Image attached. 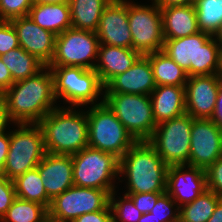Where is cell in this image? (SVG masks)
Returning a JSON list of instances; mask_svg holds the SVG:
<instances>
[{"label":"cell","instance_id":"6da1fadb","mask_svg":"<svg viewBox=\"0 0 222 222\" xmlns=\"http://www.w3.org/2000/svg\"><path fill=\"white\" fill-rule=\"evenodd\" d=\"M0 98L8 120L13 124H37L47 113L58 107L53 76L48 66L32 77L14 82Z\"/></svg>","mask_w":222,"mask_h":222},{"label":"cell","instance_id":"f546056e","mask_svg":"<svg viewBox=\"0 0 222 222\" xmlns=\"http://www.w3.org/2000/svg\"><path fill=\"white\" fill-rule=\"evenodd\" d=\"M47 214L44 205L16 197L0 222H42Z\"/></svg>","mask_w":222,"mask_h":222},{"label":"cell","instance_id":"52a82bcc","mask_svg":"<svg viewBox=\"0 0 222 222\" xmlns=\"http://www.w3.org/2000/svg\"><path fill=\"white\" fill-rule=\"evenodd\" d=\"M73 184L78 187H87L106 190L111 194L117 186L115 178L120 179V159L89 146L72 155Z\"/></svg>","mask_w":222,"mask_h":222},{"label":"cell","instance_id":"f6af8a7d","mask_svg":"<svg viewBox=\"0 0 222 222\" xmlns=\"http://www.w3.org/2000/svg\"><path fill=\"white\" fill-rule=\"evenodd\" d=\"M207 222H222V199L217 203L213 215Z\"/></svg>","mask_w":222,"mask_h":222},{"label":"cell","instance_id":"83f0119b","mask_svg":"<svg viewBox=\"0 0 222 222\" xmlns=\"http://www.w3.org/2000/svg\"><path fill=\"white\" fill-rule=\"evenodd\" d=\"M42 177L35 167L13 179L16 197L44 205L47 209L51 199L47 196L42 184Z\"/></svg>","mask_w":222,"mask_h":222},{"label":"cell","instance_id":"7a4b0ae2","mask_svg":"<svg viewBox=\"0 0 222 222\" xmlns=\"http://www.w3.org/2000/svg\"><path fill=\"white\" fill-rule=\"evenodd\" d=\"M37 124L47 153L72 156L88 146L87 110L59 105Z\"/></svg>","mask_w":222,"mask_h":222},{"label":"cell","instance_id":"681fc988","mask_svg":"<svg viewBox=\"0 0 222 222\" xmlns=\"http://www.w3.org/2000/svg\"><path fill=\"white\" fill-rule=\"evenodd\" d=\"M213 37L219 43V45L222 46V24L220 25L217 32L213 35Z\"/></svg>","mask_w":222,"mask_h":222},{"label":"cell","instance_id":"d4e9b609","mask_svg":"<svg viewBox=\"0 0 222 222\" xmlns=\"http://www.w3.org/2000/svg\"><path fill=\"white\" fill-rule=\"evenodd\" d=\"M151 64L156 86H183L188 80V74L166 53L156 51L146 55Z\"/></svg>","mask_w":222,"mask_h":222},{"label":"cell","instance_id":"7c38bea8","mask_svg":"<svg viewBox=\"0 0 222 222\" xmlns=\"http://www.w3.org/2000/svg\"><path fill=\"white\" fill-rule=\"evenodd\" d=\"M128 21L132 35V49L147 55L163 49L164 37L160 8L128 1Z\"/></svg>","mask_w":222,"mask_h":222},{"label":"cell","instance_id":"8992f818","mask_svg":"<svg viewBox=\"0 0 222 222\" xmlns=\"http://www.w3.org/2000/svg\"><path fill=\"white\" fill-rule=\"evenodd\" d=\"M88 108V146L120 159L137 140L105 102Z\"/></svg>","mask_w":222,"mask_h":222},{"label":"cell","instance_id":"816d5d0a","mask_svg":"<svg viewBox=\"0 0 222 222\" xmlns=\"http://www.w3.org/2000/svg\"><path fill=\"white\" fill-rule=\"evenodd\" d=\"M200 0H191V3L193 4V5H195L197 2H199Z\"/></svg>","mask_w":222,"mask_h":222},{"label":"cell","instance_id":"8fae6325","mask_svg":"<svg viewBox=\"0 0 222 222\" xmlns=\"http://www.w3.org/2000/svg\"><path fill=\"white\" fill-rule=\"evenodd\" d=\"M96 32L68 28L56 35L54 56L48 66H74L94 69L98 58Z\"/></svg>","mask_w":222,"mask_h":222},{"label":"cell","instance_id":"7dc6e473","mask_svg":"<svg viewBox=\"0 0 222 222\" xmlns=\"http://www.w3.org/2000/svg\"><path fill=\"white\" fill-rule=\"evenodd\" d=\"M139 222H160L151 213L142 214Z\"/></svg>","mask_w":222,"mask_h":222},{"label":"cell","instance_id":"44dd1931","mask_svg":"<svg viewBox=\"0 0 222 222\" xmlns=\"http://www.w3.org/2000/svg\"><path fill=\"white\" fill-rule=\"evenodd\" d=\"M140 56L141 54L132 48L99 44L94 70L105 86L113 77L128 70Z\"/></svg>","mask_w":222,"mask_h":222},{"label":"cell","instance_id":"f1b7e54d","mask_svg":"<svg viewBox=\"0 0 222 222\" xmlns=\"http://www.w3.org/2000/svg\"><path fill=\"white\" fill-rule=\"evenodd\" d=\"M220 200L213 191L206 189L194 201L180 207L179 222H207Z\"/></svg>","mask_w":222,"mask_h":222},{"label":"cell","instance_id":"4dcf8cb0","mask_svg":"<svg viewBox=\"0 0 222 222\" xmlns=\"http://www.w3.org/2000/svg\"><path fill=\"white\" fill-rule=\"evenodd\" d=\"M194 6L199 30L213 36L222 24V0H200Z\"/></svg>","mask_w":222,"mask_h":222},{"label":"cell","instance_id":"cb8c5ba5","mask_svg":"<svg viewBox=\"0 0 222 222\" xmlns=\"http://www.w3.org/2000/svg\"><path fill=\"white\" fill-rule=\"evenodd\" d=\"M28 16L41 28L55 35L72 27L69 3L33 4Z\"/></svg>","mask_w":222,"mask_h":222},{"label":"cell","instance_id":"e0dca14e","mask_svg":"<svg viewBox=\"0 0 222 222\" xmlns=\"http://www.w3.org/2000/svg\"><path fill=\"white\" fill-rule=\"evenodd\" d=\"M220 80L216 74L188 77L185 84V109L188 115L194 119L212 117Z\"/></svg>","mask_w":222,"mask_h":222},{"label":"cell","instance_id":"8d00e7d4","mask_svg":"<svg viewBox=\"0 0 222 222\" xmlns=\"http://www.w3.org/2000/svg\"><path fill=\"white\" fill-rule=\"evenodd\" d=\"M16 198L13 180L0 175V220Z\"/></svg>","mask_w":222,"mask_h":222},{"label":"cell","instance_id":"f35d334b","mask_svg":"<svg viewBox=\"0 0 222 222\" xmlns=\"http://www.w3.org/2000/svg\"><path fill=\"white\" fill-rule=\"evenodd\" d=\"M73 222H113L110 205L104 210L83 214Z\"/></svg>","mask_w":222,"mask_h":222},{"label":"cell","instance_id":"3957f363","mask_svg":"<svg viewBox=\"0 0 222 222\" xmlns=\"http://www.w3.org/2000/svg\"><path fill=\"white\" fill-rule=\"evenodd\" d=\"M168 167L148 141H137L120 158L119 176L126 193L166 192Z\"/></svg>","mask_w":222,"mask_h":222},{"label":"cell","instance_id":"74e56055","mask_svg":"<svg viewBox=\"0 0 222 222\" xmlns=\"http://www.w3.org/2000/svg\"><path fill=\"white\" fill-rule=\"evenodd\" d=\"M164 192H151V193H124L128 195L134 202L136 208L141 214L150 213L158 198Z\"/></svg>","mask_w":222,"mask_h":222},{"label":"cell","instance_id":"9c48e42d","mask_svg":"<svg viewBox=\"0 0 222 222\" xmlns=\"http://www.w3.org/2000/svg\"><path fill=\"white\" fill-rule=\"evenodd\" d=\"M104 102L137 141H148L156 128L150 95L104 93Z\"/></svg>","mask_w":222,"mask_h":222},{"label":"cell","instance_id":"603a6c76","mask_svg":"<svg viewBox=\"0 0 222 222\" xmlns=\"http://www.w3.org/2000/svg\"><path fill=\"white\" fill-rule=\"evenodd\" d=\"M164 39H177L198 33L197 13L194 5L160 8Z\"/></svg>","mask_w":222,"mask_h":222},{"label":"cell","instance_id":"e575fe53","mask_svg":"<svg viewBox=\"0 0 222 222\" xmlns=\"http://www.w3.org/2000/svg\"><path fill=\"white\" fill-rule=\"evenodd\" d=\"M19 47L17 33L10 21H0V56Z\"/></svg>","mask_w":222,"mask_h":222},{"label":"cell","instance_id":"ffe728a7","mask_svg":"<svg viewBox=\"0 0 222 222\" xmlns=\"http://www.w3.org/2000/svg\"><path fill=\"white\" fill-rule=\"evenodd\" d=\"M37 168L51 200L74 185L71 155L46 153Z\"/></svg>","mask_w":222,"mask_h":222},{"label":"cell","instance_id":"d590c367","mask_svg":"<svg viewBox=\"0 0 222 222\" xmlns=\"http://www.w3.org/2000/svg\"><path fill=\"white\" fill-rule=\"evenodd\" d=\"M207 189L222 199V157L218 158L206 170Z\"/></svg>","mask_w":222,"mask_h":222},{"label":"cell","instance_id":"836d02e7","mask_svg":"<svg viewBox=\"0 0 222 222\" xmlns=\"http://www.w3.org/2000/svg\"><path fill=\"white\" fill-rule=\"evenodd\" d=\"M33 0H0V21L28 16Z\"/></svg>","mask_w":222,"mask_h":222},{"label":"cell","instance_id":"ee69618b","mask_svg":"<svg viewBox=\"0 0 222 222\" xmlns=\"http://www.w3.org/2000/svg\"><path fill=\"white\" fill-rule=\"evenodd\" d=\"M9 124H11V122L8 120L4 103L0 98V134L6 132V128Z\"/></svg>","mask_w":222,"mask_h":222},{"label":"cell","instance_id":"d6a6232c","mask_svg":"<svg viewBox=\"0 0 222 222\" xmlns=\"http://www.w3.org/2000/svg\"><path fill=\"white\" fill-rule=\"evenodd\" d=\"M150 213L160 222H179L180 207L164 192Z\"/></svg>","mask_w":222,"mask_h":222},{"label":"cell","instance_id":"4fadbf2b","mask_svg":"<svg viewBox=\"0 0 222 222\" xmlns=\"http://www.w3.org/2000/svg\"><path fill=\"white\" fill-rule=\"evenodd\" d=\"M109 199L106 190L73 185L51 200L48 214L63 222H73L83 214L104 210Z\"/></svg>","mask_w":222,"mask_h":222},{"label":"cell","instance_id":"c3c4849f","mask_svg":"<svg viewBox=\"0 0 222 222\" xmlns=\"http://www.w3.org/2000/svg\"><path fill=\"white\" fill-rule=\"evenodd\" d=\"M216 75L222 80V46L219 49L218 69Z\"/></svg>","mask_w":222,"mask_h":222},{"label":"cell","instance_id":"5bb4252c","mask_svg":"<svg viewBox=\"0 0 222 222\" xmlns=\"http://www.w3.org/2000/svg\"><path fill=\"white\" fill-rule=\"evenodd\" d=\"M222 157V130L211 119H194L191 127L189 166L206 170Z\"/></svg>","mask_w":222,"mask_h":222},{"label":"cell","instance_id":"ab89813d","mask_svg":"<svg viewBox=\"0 0 222 222\" xmlns=\"http://www.w3.org/2000/svg\"><path fill=\"white\" fill-rule=\"evenodd\" d=\"M10 146V131L0 134V175L3 173Z\"/></svg>","mask_w":222,"mask_h":222},{"label":"cell","instance_id":"7402d4cb","mask_svg":"<svg viewBox=\"0 0 222 222\" xmlns=\"http://www.w3.org/2000/svg\"><path fill=\"white\" fill-rule=\"evenodd\" d=\"M150 100L156 125L186 113L183 86H156Z\"/></svg>","mask_w":222,"mask_h":222},{"label":"cell","instance_id":"1f68e13d","mask_svg":"<svg viewBox=\"0 0 222 222\" xmlns=\"http://www.w3.org/2000/svg\"><path fill=\"white\" fill-rule=\"evenodd\" d=\"M116 194V190L113 191L109 199L113 222H139L142 214L132 199L126 194L117 199Z\"/></svg>","mask_w":222,"mask_h":222},{"label":"cell","instance_id":"484cf974","mask_svg":"<svg viewBox=\"0 0 222 222\" xmlns=\"http://www.w3.org/2000/svg\"><path fill=\"white\" fill-rule=\"evenodd\" d=\"M111 0H70L72 28L96 32L103 10Z\"/></svg>","mask_w":222,"mask_h":222},{"label":"cell","instance_id":"30bf717a","mask_svg":"<svg viewBox=\"0 0 222 222\" xmlns=\"http://www.w3.org/2000/svg\"><path fill=\"white\" fill-rule=\"evenodd\" d=\"M187 113L156 125L148 142L168 166L189 165L191 127Z\"/></svg>","mask_w":222,"mask_h":222},{"label":"cell","instance_id":"ac0fdd59","mask_svg":"<svg viewBox=\"0 0 222 222\" xmlns=\"http://www.w3.org/2000/svg\"><path fill=\"white\" fill-rule=\"evenodd\" d=\"M10 22L17 33L19 46L48 66L54 56L56 35L41 28L29 16Z\"/></svg>","mask_w":222,"mask_h":222},{"label":"cell","instance_id":"d6986e66","mask_svg":"<svg viewBox=\"0 0 222 222\" xmlns=\"http://www.w3.org/2000/svg\"><path fill=\"white\" fill-rule=\"evenodd\" d=\"M155 88L150 60L141 55L128 70L113 77L104 86V93L150 95Z\"/></svg>","mask_w":222,"mask_h":222},{"label":"cell","instance_id":"4316f807","mask_svg":"<svg viewBox=\"0 0 222 222\" xmlns=\"http://www.w3.org/2000/svg\"><path fill=\"white\" fill-rule=\"evenodd\" d=\"M0 58L10 71L14 82L32 77L45 67L40 60L20 46L11 49Z\"/></svg>","mask_w":222,"mask_h":222},{"label":"cell","instance_id":"f907efd6","mask_svg":"<svg viewBox=\"0 0 222 222\" xmlns=\"http://www.w3.org/2000/svg\"><path fill=\"white\" fill-rule=\"evenodd\" d=\"M42 222H63L60 219H56L52 216H50L49 214H47L44 219L42 220Z\"/></svg>","mask_w":222,"mask_h":222},{"label":"cell","instance_id":"7bdbcfd3","mask_svg":"<svg viewBox=\"0 0 222 222\" xmlns=\"http://www.w3.org/2000/svg\"><path fill=\"white\" fill-rule=\"evenodd\" d=\"M151 1H154L159 8L193 5L191 3V0H151Z\"/></svg>","mask_w":222,"mask_h":222},{"label":"cell","instance_id":"b9f144b4","mask_svg":"<svg viewBox=\"0 0 222 222\" xmlns=\"http://www.w3.org/2000/svg\"><path fill=\"white\" fill-rule=\"evenodd\" d=\"M210 119L222 130V80L217 92L215 110Z\"/></svg>","mask_w":222,"mask_h":222},{"label":"cell","instance_id":"9a60e30c","mask_svg":"<svg viewBox=\"0 0 222 222\" xmlns=\"http://www.w3.org/2000/svg\"><path fill=\"white\" fill-rule=\"evenodd\" d=\"M99 44L132 48L128 0H111L103 10L96 30Z\"/></svg>","mask_w":222,"mask_h":222},{"label":"cell","instance_id":"5b68a950","mask_svg":"<svg viewBox=\"0 0 222 222\" xmlns=\"http://www.w3.org/2000/svg\"><path fill=\"white\" fill-rule=\"evenodd\" d=\"M48 67L53 76L56 100L63 99L69 107L76 108L104 102V86L94 69L74 66Z\"/></svg>","mask_w":222,"mask_h":222},{"label":"cell","instance_id":"ba28073f","mask_svg":"<svg viewBox=\"0 0 222 222\" xmlns=\"http://www.w3.org/2000/svg\"><path fill=\"white\" fill-rule=\"evenodd\" d=\"M15 126L17 128L10 131L9 151L1 174L11 180L37 167L47 153L38 124L17 123Z\"/></svg>","mask_w":222,"mask_h":222},{"label":"cell","instance_id":"60d3db41","mask_svg":"<svg viewBox=\"0 0 222 222\" xmlns=\"http://www.w3.org/2000/svg\"><path fill=\"white\" fill-rule=\"evenodd\" d=\"M14 83L12 75L0 58V96Z\"/></svg>","mask_w":222,"mask_h":222},{"label":"cell","instance_id":"2e32d148","mask_svg":"<svg viewBox=\"0 0 222 222\" xmlns=\"http://www.w3.org/2000/svg\"><path fill=\"white\" fill-rule=\"evenodd\" d=\"M206 189L207 180L204 169L189 165L168 167L166 192L179 207L191 203Z\"/></svg>","mask_w":222,"mask_h":222},{"label":"cell","instance_id":"277c9868","mask_svg":"<svg viewBox=\"0 0 222 222\" xmlns=\"http://www.w3.org/2000/svg\"><path fill=\"white\" fill-rule=\"evenodd\" d=\"M164 40L162 51L189 77L216 74L220 45L212 35L199 31L187 37Z\"/></svg>","mask_w":222,"mask_h":222},{"label":"cell","instance_id":"bcb514c9","mask_svg":"<svg viewBox=\"0 0 222 222\" xmlns=\"http://www.w3.org/2000/svg\"><path fill=\"white\" fill-rule=\"evenodd\" d=\"M70 0H33V4L69 3Z\"/></svg>","mask_w":222,"mask_h":222}]
</instances>
